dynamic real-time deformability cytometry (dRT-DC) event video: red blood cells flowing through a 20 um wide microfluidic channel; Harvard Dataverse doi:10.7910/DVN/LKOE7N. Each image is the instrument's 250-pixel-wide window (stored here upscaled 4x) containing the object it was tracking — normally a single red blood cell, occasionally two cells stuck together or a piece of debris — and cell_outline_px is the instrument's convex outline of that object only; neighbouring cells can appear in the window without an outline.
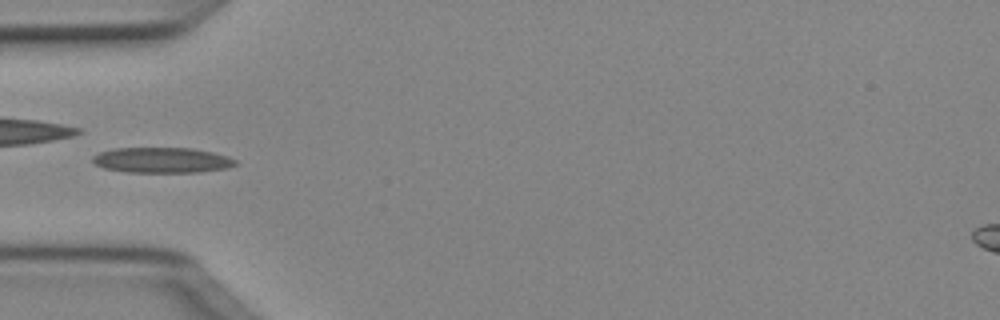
{"species": "Egyptian fruit bat (a non-hibernating species)", "species_latin": "Rousettus aegyptiacus", "temperature_condition": "cold", "stored_images_in_passage": 6, "camera_frame_rate_fps": 3000, "um_per_image_px": 0.085, "animal": {"sex": "female"}, "frame": {"image": 1, "passage_image": 5, "time_ms": 1.333, "image_size_px": [1000, 320], "cell_outline_px": [[236, 164], [228, 168], [200, 172], [124, 172], [104, 168], [92, 164], [92, 156], [100, 152], [116, 148], [192, 148], [212, 152], [228, 156], [236, 160]], "centroid_in_image_um": [13.74, 13.61], "position_along_channel_um": 71.3, "area_um2": 21.27}}
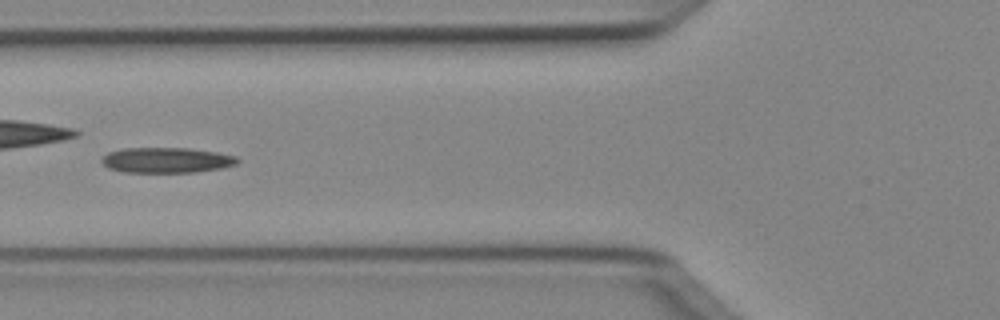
{"frame": {"image": 2, "passage_image": 6, "time_ms": 1.667, "image_size_px": [1000, 320], "cell_outline_px": [[240, 160], [236, 164], [220, 168], [196, 172], [124, 172], [108, 168], [100, 160], [108, 152], [124, 148], [188, 148], [216, 152], [236, 156]], "centroid_in_image_um": [14.15, 13.61], "position_along_channel_um": 111.7, "area_um2": 20.0}}